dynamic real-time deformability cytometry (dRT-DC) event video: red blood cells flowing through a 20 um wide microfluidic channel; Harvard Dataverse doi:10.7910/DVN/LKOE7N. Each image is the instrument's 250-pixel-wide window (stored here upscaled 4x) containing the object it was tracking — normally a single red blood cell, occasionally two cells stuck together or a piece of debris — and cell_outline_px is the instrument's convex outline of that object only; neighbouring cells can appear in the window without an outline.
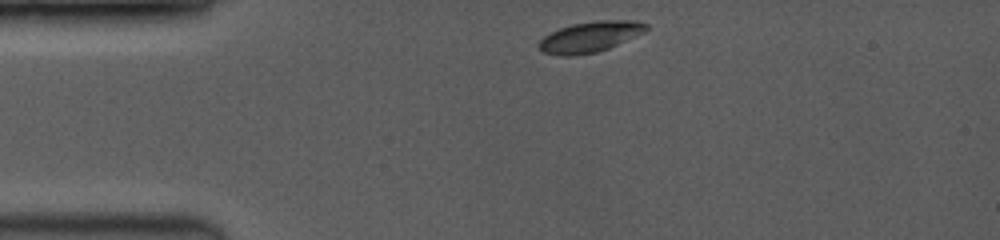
{"species": "common noctule bat (a hibernating species)", "species_latin": "Nyctalus noctula", "temperature_condition": "room temperature", "stored_images_in_passage": 24, "camera_frame_rate_fps": 3500, "um_per_image_px": 0.085, "animal": {"sex": "female", "body_mass_g": 19.0, "forearm_length_mm": 53.3}, "frame": {"image": 1, "passage_image": 1, "time_ms": 0.0, "image_size_px": [1000, 240], "cell_outline_px": [[648, 28], [644, 32], [608, 48], [596, 52], [572, 56], [560, 56], [544, 52], [540, 48], [540, 40], [544, 36], [560, 28], [572, 24], [600, 20], [628, 20], [648, 24]], "centroid_in_image_um": [50.15, 3.13], "position_along_channel_um": 34.8, "area_um2": 18.79}}
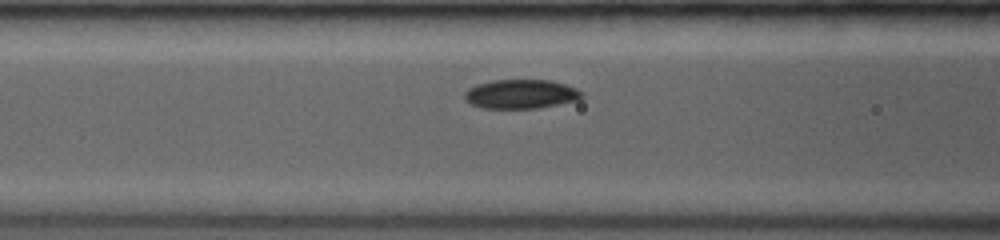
{"frame": {"image": 2, "passage_image": 17, "time_ms": 3.143, "image_size_px": [1000, 240], "cell_outline_px": [[584, 96], [580, 100], [536, 108], [484, 108], [472, 104], [464, 100], [464, 92], [468, 88], [476, 84], [492, 80], [552, 80], [576, 88], [584, 92]], "centroid_in_image_um": [44.29, 7.99], "position_along_channel_um": 122.3, "area_um2": 20.06}}
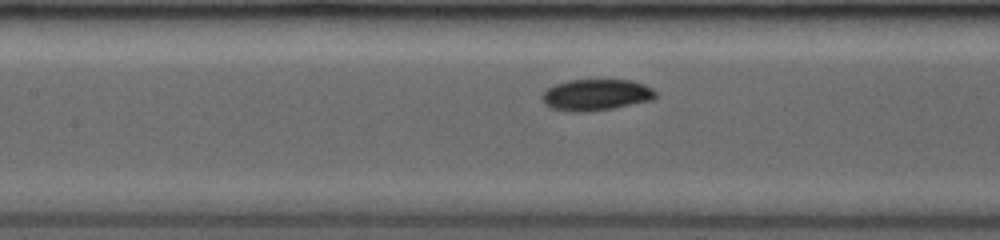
{"frame": {"image": 3, "passage_image": 21, "time_ms": 4.0, "image_size_px": [1000, 240], "cell_outline_px": [[656, 96], [652, 100], [612, 108], [588, 112], [572, 112], [552, 108], [544, 104], [540, 100], [540, 96], [548, 88], [556, 84], [568, 80], [632, 80], [644, 84], [652, 88], [656, 92]], "centroid_in_image_um": [50.64, 8.06], "position_along_channel_um": 156.8, "area_um2": 20.81}}